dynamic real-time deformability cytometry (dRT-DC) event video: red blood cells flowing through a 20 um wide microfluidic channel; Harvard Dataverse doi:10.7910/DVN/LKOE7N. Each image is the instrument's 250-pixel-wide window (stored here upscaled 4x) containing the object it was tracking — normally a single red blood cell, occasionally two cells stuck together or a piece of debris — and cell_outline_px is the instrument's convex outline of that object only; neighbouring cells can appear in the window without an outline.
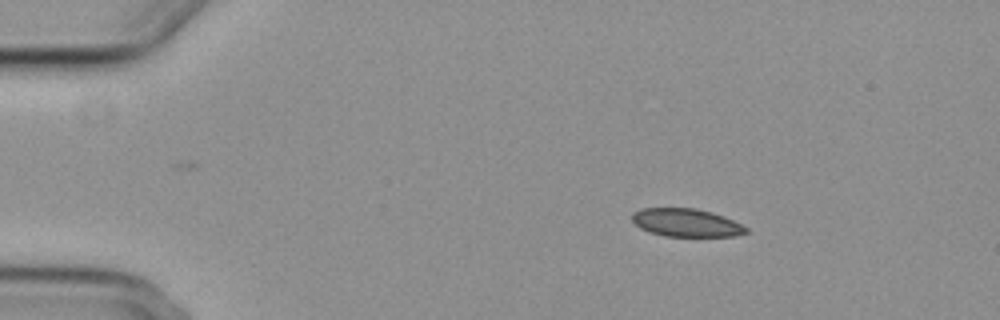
{"species": "common noctule bat (a hibernating species)", "species_latin": "Nyctalus noctula", "temperature_condition": "cold", "stored_images_in_passage": 44, "camera_frame_rate_fps": 3000, "um_per_image_px": 0.085, "animal": {"sex": "female", "body_mass_g": 29.2, "forearm_length_mm": 56.3}, "frame": {"image": 1, "passage_image": 1, "time_ms": 0.0, "image_size_px": [1000, 320], "cell_outline_px": [[748, 232], [736, 236], [664, 236], [648, 232], [640, 228], [632, 220], [632, 212], [640, 208], [696, 208], [712, 212], [724, 216], [748, 228]], "centroid_in_image_um": [58.31, 18.92], "position_along_channel_um": 26.7, "area_um2": 18.73}}
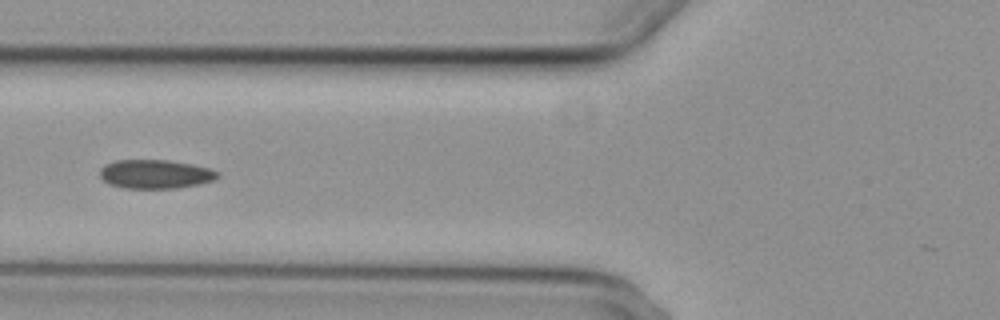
{"frame": {"image": 2, "passage_image": 14, "time_ms": 4.333, "image_size_px": [1000, 320], "cell_outline_px": [[220, 176], [216, 180], [200, 184], [176, 188], [124, 188], [108, 184], [100, 176], [100, 168], [104, 164], [116, 160], [168, 160], [192, 164], [208, 168], [220, 172]], "centroid_in_image_um": [13.22, 14.8], "position_along_channel_um": 112.6, "area_um2": 20.0}}
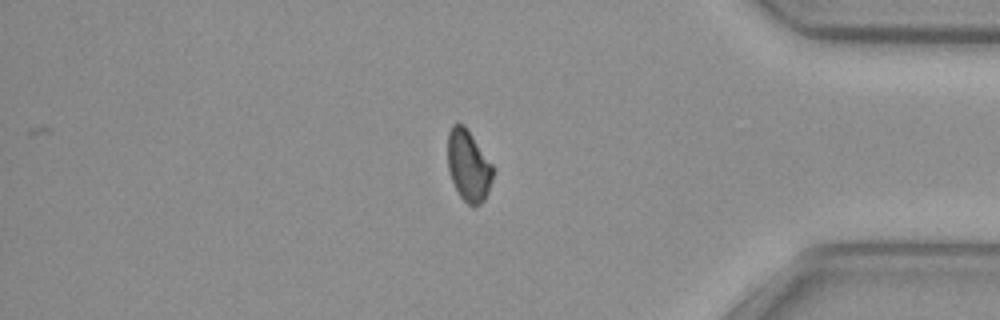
{"frame": {"image": 3, "passage_image": 39, "time_ms": 12.667, "image_size_px": [1000, 320], "cell_outline_px": [[492, 180], [484, 200], [480, 204], [472, 208], [460, 196], [452, 180], [448, 168], [448, 132], [452, 124], [464, 124], [492, 164]], "centroid_in_image_um": [39.81, 14.09], "position_along_channel_um": 395.4, "area_um2": 18.55}, "authors_computed_cell_mechanics": {"area_um2": 20.0566, "velocity_mm_per_s": 3.713, "shape_relaxation_time_tau1_ms": null, "shape_relaxation_time_tau2_ms": 5.6342, "deformation_change_tau1": null, "deformation_change_tau2": 0.0919}}